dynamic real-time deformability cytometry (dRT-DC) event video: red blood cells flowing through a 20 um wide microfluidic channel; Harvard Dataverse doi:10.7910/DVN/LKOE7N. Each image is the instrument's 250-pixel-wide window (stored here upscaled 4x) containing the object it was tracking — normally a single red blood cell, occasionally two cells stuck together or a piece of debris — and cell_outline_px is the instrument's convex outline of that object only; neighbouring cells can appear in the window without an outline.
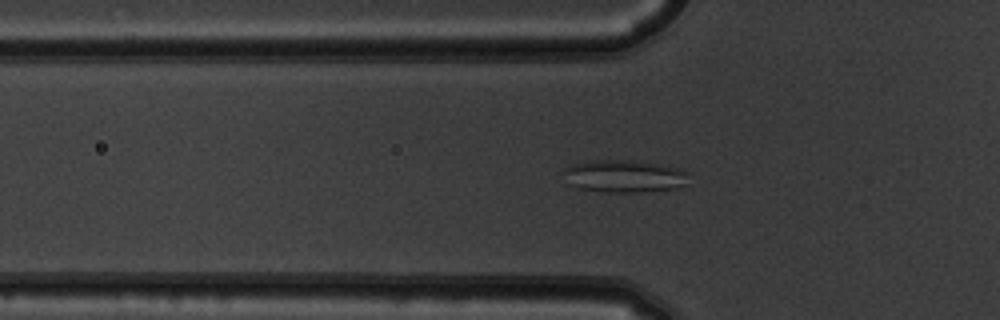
{"species": "common noctule bat (a hibernating species)", "species_latin": "Nyctalus noctula", "temperature_condition": "warm", "stored_images_in_passage": 54, "segment_of_instrument_passage": [1, 2], "camera_frame_rate_fps": 3000, "um_per_image_px": 0.085, "animal": {"sex": "male", "body_mass_g": 19.5, "forearm_length_mm": 54.6}, "frame": {"image": 1, "passage_image": 18, "time_ms": 5.667, "image_size_px": [1000, 320], "cell_outline_px": [[688, 172], [684, 184], [676, 188], [640, 192], [604, 192], [580, 188], [568, 184], [564, 172], [564, 168], [572, 164], [584, 160], [648, 160], [680, 168]], "centroid_in_image_um": [53.06, 14.94], "position_along_channel_um": 72.7, "area_um2": 24.1}}
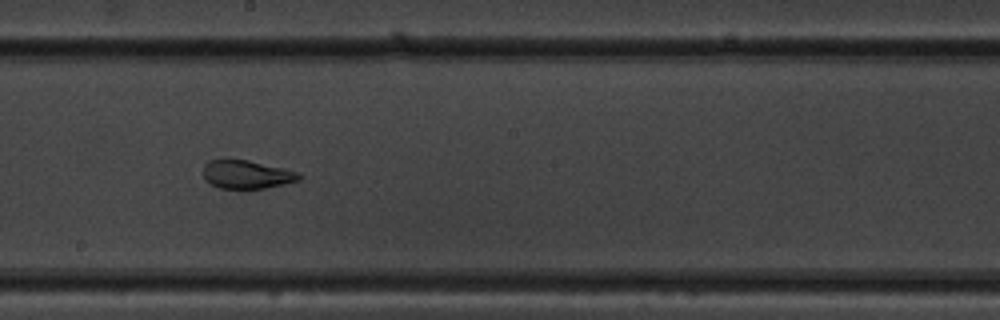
{"frame": {"image": 2, "passage_image": 30, "time_ms": 9.667, "image_size_px": [1000, 320], "cell_outline_px": [[304, 176], [300, 180], [284, 184], [264, 188], [220, 188], [204, 180], [204, 164], [208, 160], [228, 156], [248, 160], [284, 168], [300, 172]], "centroid_in_image_um": [20.96, 14.78], "position_along_channel_um": 227.2, "area_um2": 16.42}}
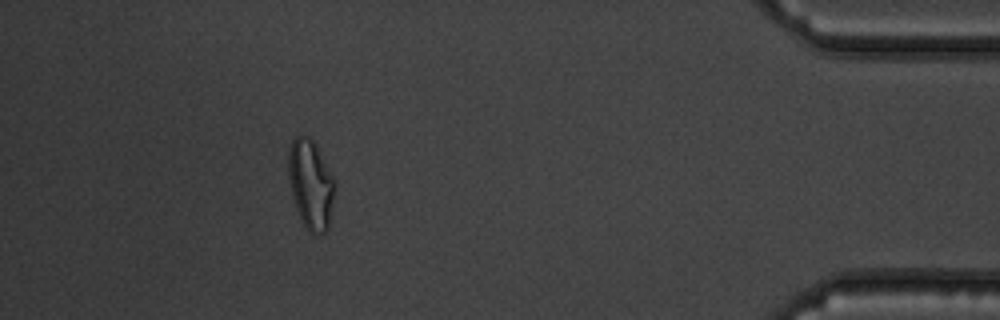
{"frame": {"image": 3, "passage_image": 48, "time_ms": 15.667, "image_size_px": [1000, 320], "cell_outline_px": [[336, 184], [328, 228], [320, 236], [316, 236], [308, 232], [296, 208], [292, 196], [288, 176], [288, 152], [292, 140], [296, 136], [308, 136], [316, 144], [336, 180]], "centroid_in_image_um": [26.42, 15.67], "position_along_channel_um": 408.8, "area_um2": 24.45}}